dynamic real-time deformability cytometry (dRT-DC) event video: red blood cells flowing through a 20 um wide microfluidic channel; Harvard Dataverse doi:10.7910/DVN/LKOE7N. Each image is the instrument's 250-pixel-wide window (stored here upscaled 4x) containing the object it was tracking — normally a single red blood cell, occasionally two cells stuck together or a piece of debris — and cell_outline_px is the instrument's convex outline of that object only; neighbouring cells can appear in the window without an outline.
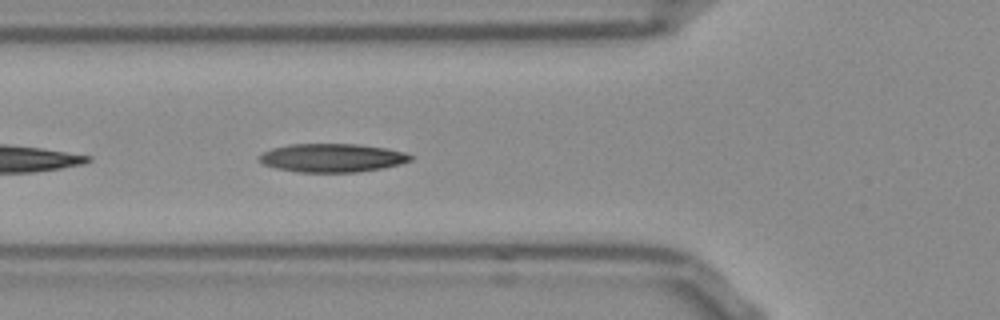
{"species": "Egyptian fruit bat (a non-hibernating species)", "species_latin": "Rousettus aegyptiacus", "temperature_condition": "room temperature", "stored_images_in_passage": 14, "camera_frame_rate_fps": 3000, "um_per_image_px": 0.085, "frame": {"image": 1, "passage_image": 5, "time_ms": 1.333, "image_size_px": [1000, 320], "cell_outline_px": [[412, 160], [400, 164], [384, 168], [356, 172], [300, 172], [276, 168], [264, 164], [260, 160], [260, 156], [264, 152], [272, 148], [292, 144], [356, 144], [384, 148], [404, 152], [412, 156]], "centroid_in_image_um": [28.26, 13.42], "position_along_channel_um": 97.5, "area_um2": 24.85}}
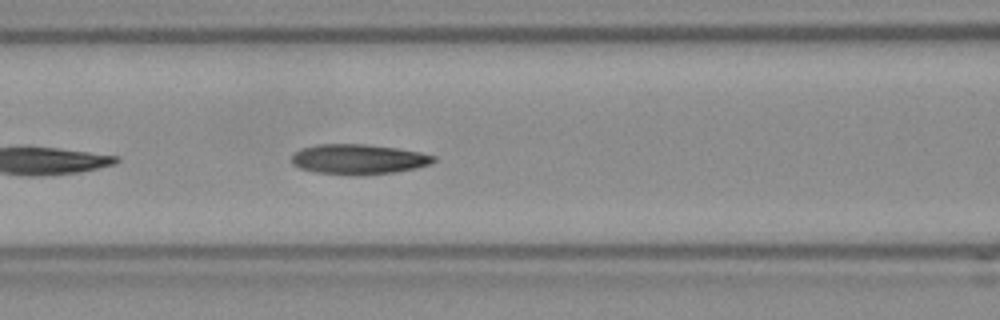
{"frame": {"image": 2, "passage_image": 8, "time_ms": 2.333, "image_size_px": [1000, 320], "cell_outline_px": [[436, 160], [432, 164], [416, 168], [396, 172], [360, 176], [356, 176], [316, 172], [300, 168], [292, 164], [292, 156], [300, 148], [316, 144], [364, 144], [396, 148], [420, 152], [436, 156]], "centroid_in_image_um": [30.49, 13.54], "position_along_channel_um": 136.1, "area_um2": 25.14}}